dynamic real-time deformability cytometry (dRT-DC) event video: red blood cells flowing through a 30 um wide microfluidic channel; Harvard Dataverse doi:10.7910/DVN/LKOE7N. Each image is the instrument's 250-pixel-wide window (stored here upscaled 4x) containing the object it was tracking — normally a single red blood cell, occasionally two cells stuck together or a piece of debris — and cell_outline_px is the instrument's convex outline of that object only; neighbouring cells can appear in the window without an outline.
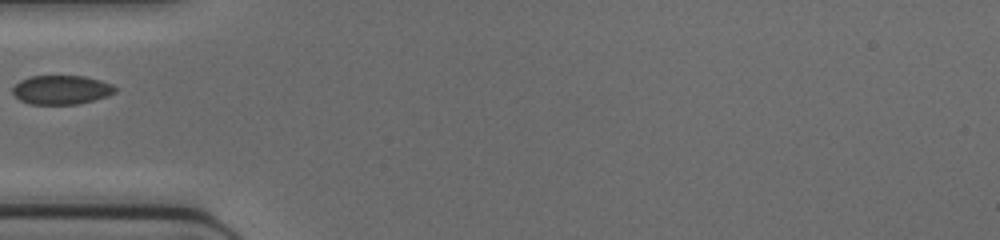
{"species": "common noctule bat (a hibernating species)", "species_latin": "Nyctalus noctula", "temperature_condition": "cold", "stored_images_in_passage": 30, "camera_frame_rate_fps": 3000, "um_per_image_px": 0.085, "animal": {"sex": "female", "body_mass_g": 17.0, "forearm_length_mm": 48.0}, "frame": {"image": 1, "passage_image": 1, "time_ms": 0.0, "image_size_px": [1000, 240], "cell_outline_px": [[116, 92], [108, 96], [76, 104], [28, 104], [20, 100], [12, 92], [12, 88], [20, 80], [32, 76], [84, 76], [100, 80], [112, 84], [116, 88]], "centroid_in_image_um": [5.21, 7.63], "position_along_channel_um": 79.8, "area_um2": 17.28}}